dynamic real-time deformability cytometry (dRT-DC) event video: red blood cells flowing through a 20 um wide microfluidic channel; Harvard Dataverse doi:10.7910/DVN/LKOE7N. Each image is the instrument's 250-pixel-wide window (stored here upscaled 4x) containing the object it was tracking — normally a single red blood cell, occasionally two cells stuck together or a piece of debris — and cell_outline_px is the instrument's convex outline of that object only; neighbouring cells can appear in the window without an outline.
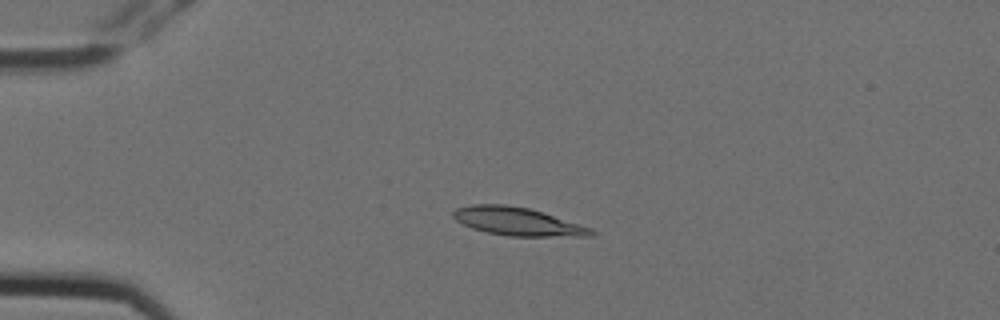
{"species": "Egyptian fruit bat (a non-hibernating species)", "species_latin": "Rousettus aegyptiacus", "temperature_condition": "cold", "stored_images_in_passage": 6, "camera_frame_rate_fps": 3000, "um_per_image_px": 0.085, "animal": {"sex": "female"}, "frame": {"image": 1, "passage_image": 4, "time_ms": 1.0, "image_size_px": [1000, 320], "cell_outline_px": [[596, 232], [592, 236], [508, 236], [488, 232], [472, 228], [456, 220], [452, 216], [452, 212], [456, 208], [472, 204], [508, 204], [528, 208], [544, 212], [592, 228]], "centroid_in_image_um": [44.0, 18.81], "position_along_channel_um": 41.0, "area_um2": 22.66}}
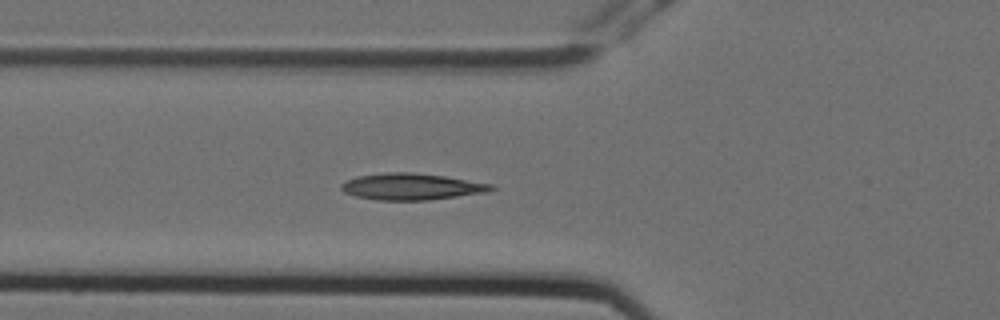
{"frame": {"image": 2, "passage_image": 6, "time_ms": 1.667, "image_size_px": [1000, 320], "cell_outline_px": [[496, 188], [488, 192], [428, 200], [376, 200], [356, 196], [344, 192], [340, 188], [340, 184], [344, 180], [356, 176], [388, 172], [412, 172], [444, 176], [492, 184]], "centroid_in_image_um": [34.94, 15.86], "position_along_channel_um": 90.9, "area_um2": 23.24}}